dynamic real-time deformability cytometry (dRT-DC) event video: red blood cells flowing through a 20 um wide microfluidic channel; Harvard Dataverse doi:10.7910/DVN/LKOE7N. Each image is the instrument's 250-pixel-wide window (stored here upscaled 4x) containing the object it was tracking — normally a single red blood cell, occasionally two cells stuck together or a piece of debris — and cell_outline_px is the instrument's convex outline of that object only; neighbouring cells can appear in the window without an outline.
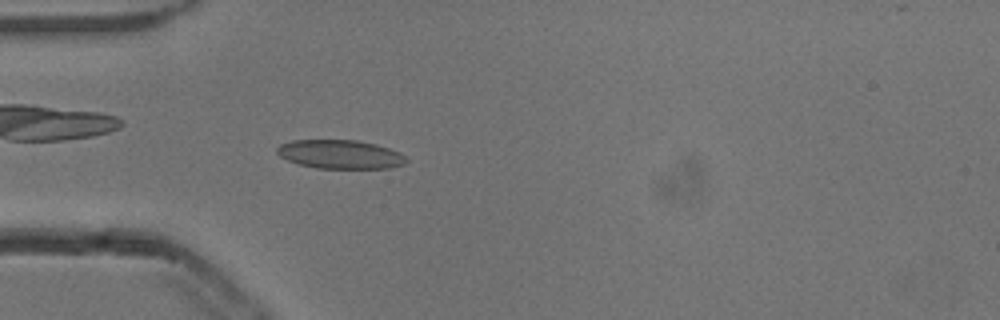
{"species": "common noctule bat (a hibernating species)", "species_latin": "Nyctalus noctula", "temperature_condition": "cold", "stored_images_in_passage": 53, "camera_frame_rate_fps": 3000, "um_per_image_px": 0.085, "animal": {"sex": "male", "body_mass_g": 13.3}, "frame": {"image": 1, "passage_image": 15, "time_ms": 4.667, "image_size_px": [1000, 320], "cell_outline_px": [[408, 160], [404, 164], [388, 168], [316, 168], [300, 164], [288, 160], [280, 156], [276, 152], [276, 148], [280, 144], [292, 140], [356, 140], [376, 144], [400, 152]], "centroid_in_image_um": [28.91, 13.11], "position_along_channel_um": 56.1, "area_um2": 21.62}}
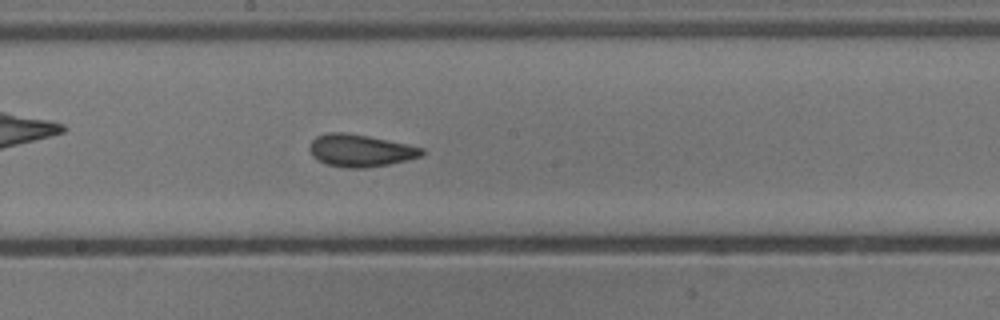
{"frame": {"image": 2, "passage_image": 28, "time_ms": 9.0, "image_size_px": [1000, 320], "cell_outline_px": [[424, 152], [420, 156], [388, 164], [364, 168], [348, 168], [328, 164], [312, 156], [308, 148], [312, 140], [316, 136], [328, 132], [344, 132], [368, 136], [408, 144], [424, 148]], "centroid_in_image_um": [30.6, 12.78], "position_along_channel_um": 217.6, "area_um2": 20.92}}
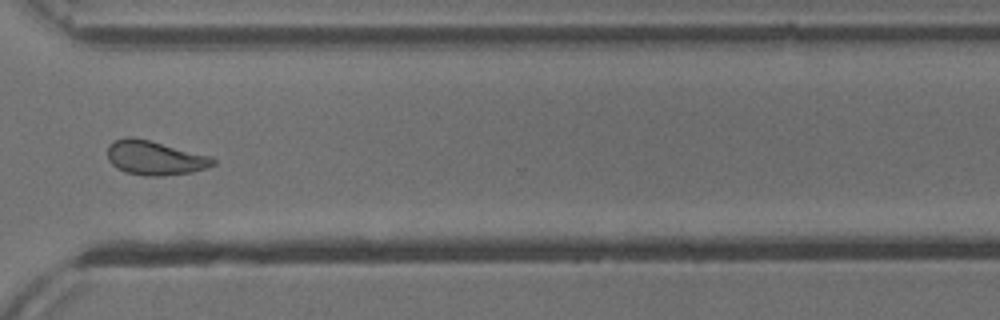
{"frame": {"image": 3, "passage_image": 39, "time_ms": 12.667, "image_size_px": [1000, 320], "cell_outline_px": [[216, 164], [208, 168], [192, 172], [160, 176], [144, 176], [124, 172], [116, 168], [108, 160], [108, 144], [124, 136], [132, 136], [212, 156], [216, 160]], "centroid_in_image_um": [13.16, 13.42], "position_along_channel_um": 357.4, "area_um2": 21.27}, "authors_computed_cell_mechanics": {"area_um2": 21.2704, "velocity_mm_per_s": 3.823, "shape_relaxation_time_tau1_ms": 4.6798, "shape_relaxation_time_tau2_ms": 1.4079, "deformation_change_tau1": 0.106, "deformation_change_tau2": 0.0639}}